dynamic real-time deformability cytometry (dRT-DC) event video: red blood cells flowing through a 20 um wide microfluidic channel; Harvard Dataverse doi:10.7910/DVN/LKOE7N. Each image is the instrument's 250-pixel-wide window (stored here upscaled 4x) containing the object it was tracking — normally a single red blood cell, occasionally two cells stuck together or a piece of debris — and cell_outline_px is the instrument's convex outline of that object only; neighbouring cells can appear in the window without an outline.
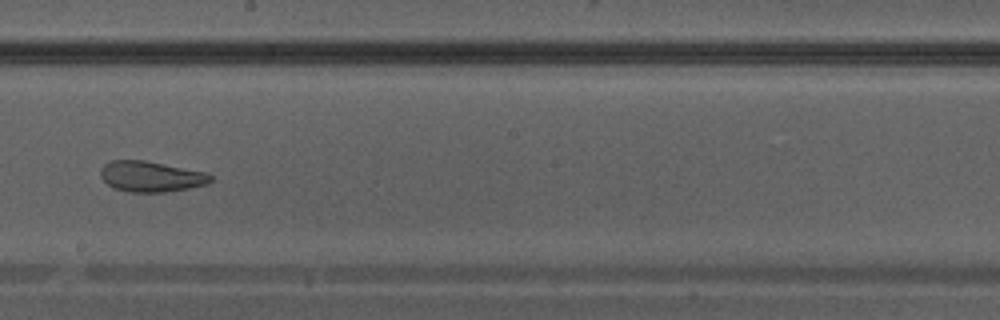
{"species": "Egyptian fruit bat (a non-hibernating species)", "species_latin": "Rousettus aegyptiacus", "temperature_condition": "warm", "stored_images_in_passage": 39, "camera_frame_rate_fps": 3000, "um_per_image_px": 0.085, "animal": {"sex": "male"}, "frame": {"image": 1, "passage_image": 23, "time_ms": 7.333, "image_size_px": [1000, 320], "cell_outline_px": [[212, 180], [208, 184], [188, 188], [164, 192], [132, 192], [112, 188], [100, 176], [100, 168], [104, 164], [112, 160], [144, 160], [208, 172], [212, 176]], "centroid_in_image_um": [12.84, 15.0], "position_along_channel_um": 235.4, "area_um2": 19.77}}